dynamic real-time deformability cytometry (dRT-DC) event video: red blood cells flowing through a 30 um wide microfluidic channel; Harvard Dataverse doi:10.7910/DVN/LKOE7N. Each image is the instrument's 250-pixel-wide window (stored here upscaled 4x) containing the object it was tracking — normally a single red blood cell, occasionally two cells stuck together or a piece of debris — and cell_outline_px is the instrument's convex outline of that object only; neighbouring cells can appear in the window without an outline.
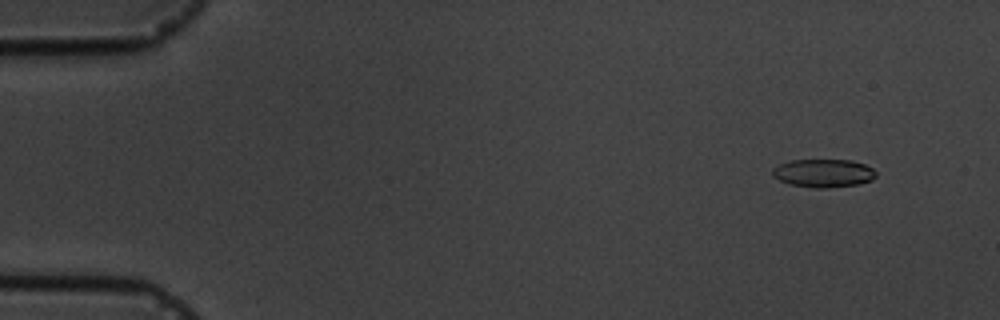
{"species": "common noctule bat (a hibernating species)", "species_latin": "Nyctalus noctula", "temperature_condition": "cold", "stored_images_in_passage": 6, "camera_frame_rate_fps": 3000, "um_per_image_px": 0.085, "animal": {"sex": "male", "body_mass_g": 19.5, "forearm_length_mm": 54.6}, "frame": {"image": 1, "passage_image": 2, "time_ms": 1.333, "image_size_px": [1000, 320], "cell_outline_px": [[876, 176], [872, 180], [860, 184], [828, 188], [816, 188], [788, 184], [772, 176], [772, 168], [780, 164], [792, 160], [852, 160], [864, 164], [872, 168], [876, 172]], "centroid_in_image_um": [70.0, 14.72], "position_along_channel_um": 15.0, "area_um2": 17.11}}
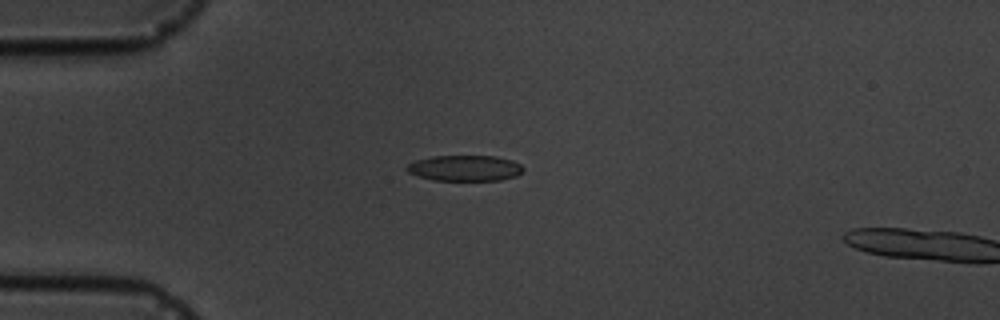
{"frame": {"image": 2, "passage_image": 5, "time_ms": 4.667, "image_size_px": [1000, 320], "cell_outline_px": [[524, 172], [516, 176], [500, 180], [432, 180], [408, 172], [404, 168], [408, 164], [416, 160], [432, 156], [496, 156], [512, 160], [520, 164], [524, 168]], "centroid_in_image_um": [39.54, 14.29], "position_along_channel_um": 45.5, "area_um2": 17.51}}